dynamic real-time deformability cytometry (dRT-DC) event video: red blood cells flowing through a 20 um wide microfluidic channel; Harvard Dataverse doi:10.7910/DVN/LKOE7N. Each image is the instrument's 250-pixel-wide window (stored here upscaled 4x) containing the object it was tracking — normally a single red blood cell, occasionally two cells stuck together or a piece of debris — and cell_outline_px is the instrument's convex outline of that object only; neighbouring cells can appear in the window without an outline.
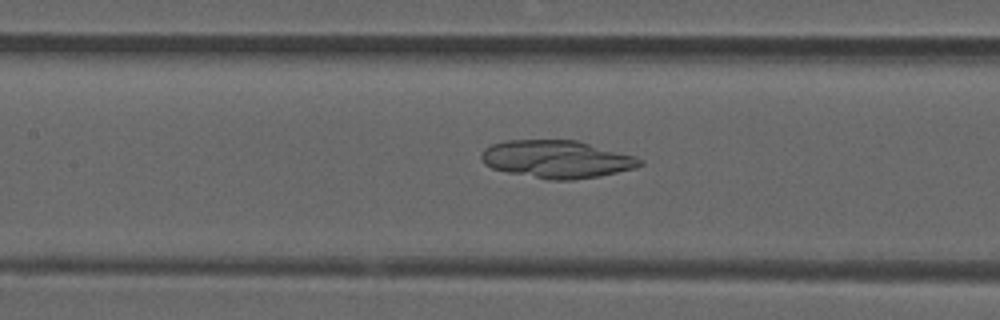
{"species": "common noctule bat (a hibernating species)", "species_latin": "Nyctalus noctula", "temperature_condition": "room temperature", "stored_images_in_passage": 52, "camera_frame_rate_fps": 3000, "um_per_image_px": 0.085, "animal": {"sex": "male", "forearm_length_mm": 52.5}, "frame": {"image": 1, "passage_image": 24, "time_ms": 7.667, "image_size_px": [1000, 320], "cell_outline_px": [[644, 164], [636, 168], [600, 176], [572, 180], [552, 180], [508, 172], [492, 168], [484, 164], [480, 156], [480, 152], [484, 148], [492, 144], [504, 140], [576, 140], [636, 156], [644, 160]], "centroid_in_image_um": [47.34, 13.53], "position_along_channel_um": 160.1, "area_um2": 34.97}}
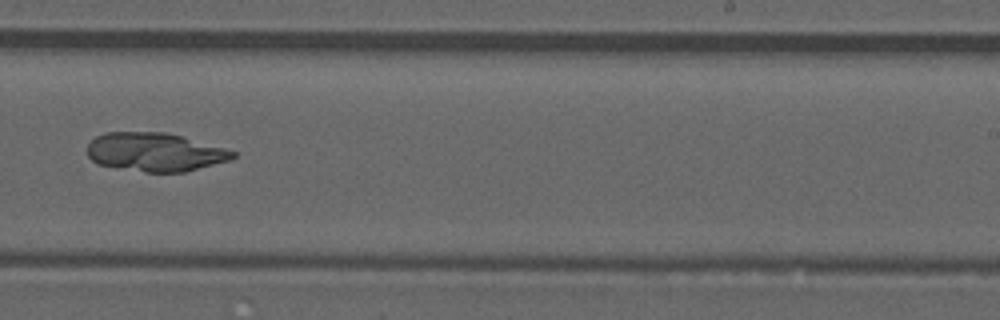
{"frame": {"image": 2, "passage_image": 33, "time_ms": 10.667, "image_size_px": [1000, 320], "cell_outline_px": [[236, 156], [232, 160], [184, 172], [144, 172], [96, 164], [88, 156], [88, 144], [96, 136], [104, 132], [168, 132], [224, 148], [236, 152]], "centroid_in_image_um": [13.17, 12.92], "position_along_channel_um": 275.8, "area_um2": 32.83}}
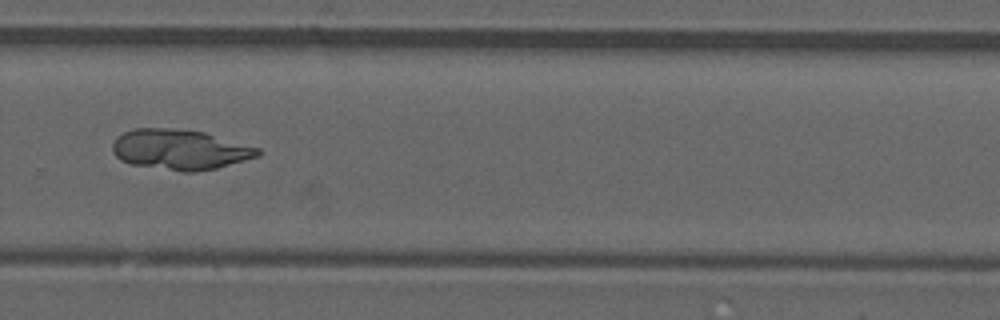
{"frame": {"image": 3, "passage_image": 36, "time_ms": 11.667, "image_size_px": [1000, 320], "cell_outline_px": [[260, 156], [216, 168], [192, 172], [180, 172], [128, 164], [120, 160], [112, 152], [112, 144], [116, 136], [124, 132], [136, 128], [168, 128], [204, 132], [260, 148]], "centroid_in_image_um": [15.26, 12.72], "position_along_channel_um": 314.5, "area_um2": 34.28}}